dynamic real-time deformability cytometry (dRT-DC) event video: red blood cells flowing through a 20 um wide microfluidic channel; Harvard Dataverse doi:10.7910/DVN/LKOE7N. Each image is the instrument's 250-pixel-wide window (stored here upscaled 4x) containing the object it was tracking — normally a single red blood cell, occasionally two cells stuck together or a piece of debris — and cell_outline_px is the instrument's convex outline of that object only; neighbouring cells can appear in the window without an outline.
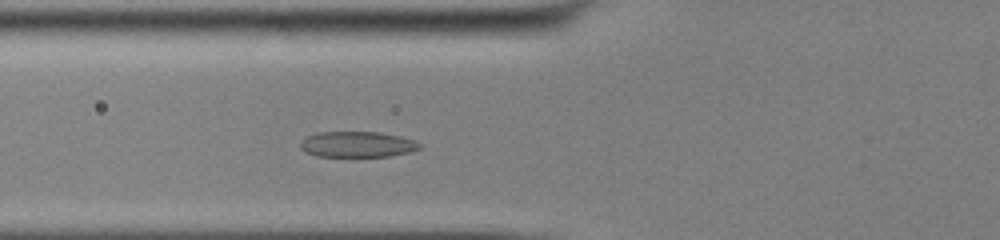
{"species": "common noctule bat (a hibernating species)", "species_latin": "Nyctalus noctula", "temperature_condition": "cold", "stored_images_in_passage": 38, "camera_frame_rate_fps": 3000, "um_per_image_px": 0.085, "animal": {"sex": "male", "body_mass_g": 13.0, "forearm_length_mm": 53.1}, "frame": {"image": 1, "passage_image": 12, "time_ms": 3.667, "image_size_px": [1000, 240], "cell_outline_px": [[424, 148], [408, 152], [388, 156], [316, 156], [304, 152], [300, 148], [300, 144], [308, 136], [320, 132], [380, 132], [400, 136], [416, 140], [424, 144]], "centroid_in_image_um": [30.44, 12.27], "position_along_channel_um": 95.4, "area_um2": 17.98}}
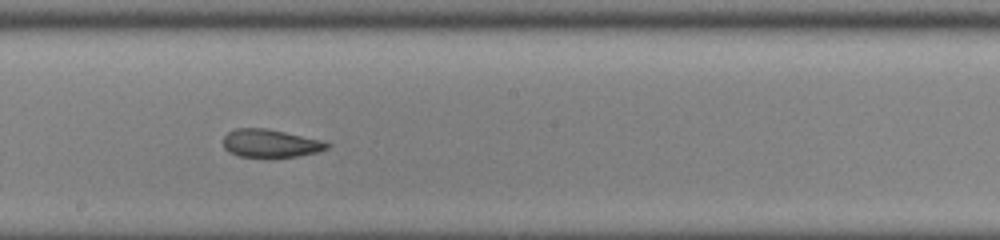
{"frame": {"image": 2, "passage_image": 22, "time_ms": 7.0, "image_size_px": [1000, 240], "cell_outline_px": [[332, 144], [328, 148], [316, 152], [296, 156], [272, 160], [240, 156], [228, 152], [224, 148], [224, 136], [228, 132], [236, 128], [268, 128], [324, 140]], "centroid_in_image_um": [23.01, 12.21], "position_along_channel_um": 225.2, "area_um2": 17.69}}
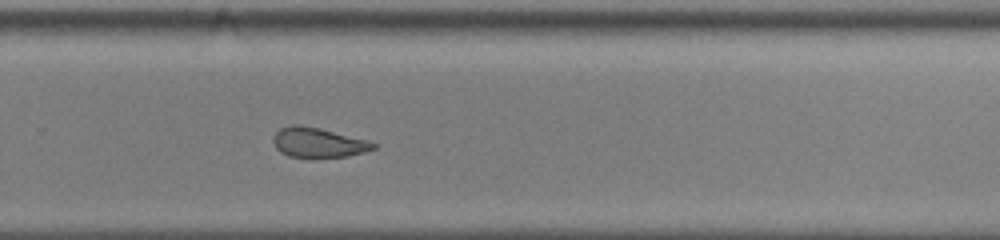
{"frame": {"image": 3, "passage_image": 28, "time_ms": 9.0, "image_size_px": [1000, 240], "cell_outline_px": [[376, 148], [364, 152], [348, 156], [288, 156], [280, 152], [276, 148], [272, 140], [272, 136], [280, 128], [292, 124], [300, 124], [320, 128], [368, 140], [376, 144]], "centroid_in_image_um": [27.02, 12.09], "position_along_channel_um": 302.8, "area_um2": 17.22}, "authors_computed_cell_mechanics": {"area_um2": 18.2648, "velocity_mm_per_s": 3.8888, "shape_relaxation_time_tau1_ms": null, "shape_relaxation_time_tau2_ms": 2.636, "deformation_change_tau1": null, "deformation_change_tau2": 0.0872}}